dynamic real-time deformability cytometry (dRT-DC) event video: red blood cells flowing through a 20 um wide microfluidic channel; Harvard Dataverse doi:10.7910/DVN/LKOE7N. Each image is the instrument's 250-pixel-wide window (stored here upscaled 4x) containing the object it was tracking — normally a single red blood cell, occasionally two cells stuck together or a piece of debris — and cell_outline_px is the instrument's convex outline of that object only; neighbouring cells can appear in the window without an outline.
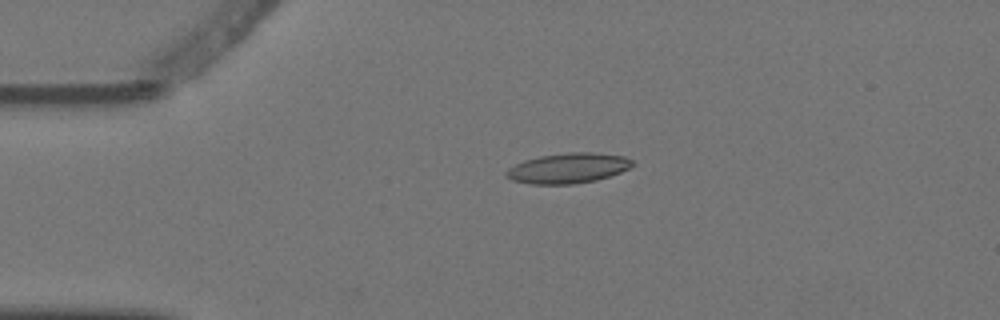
{"species": "Egyptian fruit bat (a non-hibernating species)", "species_latin": "Rousettus aegyptiacus", "temperature_condition": "warm", "stored_images_in_passage": 5, "camera_frame_rate_fps": 3000, "um_per_image_px": 0.085, "animal": {"sex": "female"}, "frame": {"image": 1, "passage_image": 3, "time_ms": 0.667, "image_size_px": [1000, 320], "cell_outline_px": [[636, 164], [620, 172], [596, 180], [572, 184], [528, 184], [512, 180], [504, 176], [504, 172], [508, 168], [524, 160], [540, 156], [568, 152], [592, 152], [624, 156], [632, 160]], "centroid_in_image_um": [48.26, 14.29], "position_along_channel_um": 36.7, "area_um2": 22.25}}